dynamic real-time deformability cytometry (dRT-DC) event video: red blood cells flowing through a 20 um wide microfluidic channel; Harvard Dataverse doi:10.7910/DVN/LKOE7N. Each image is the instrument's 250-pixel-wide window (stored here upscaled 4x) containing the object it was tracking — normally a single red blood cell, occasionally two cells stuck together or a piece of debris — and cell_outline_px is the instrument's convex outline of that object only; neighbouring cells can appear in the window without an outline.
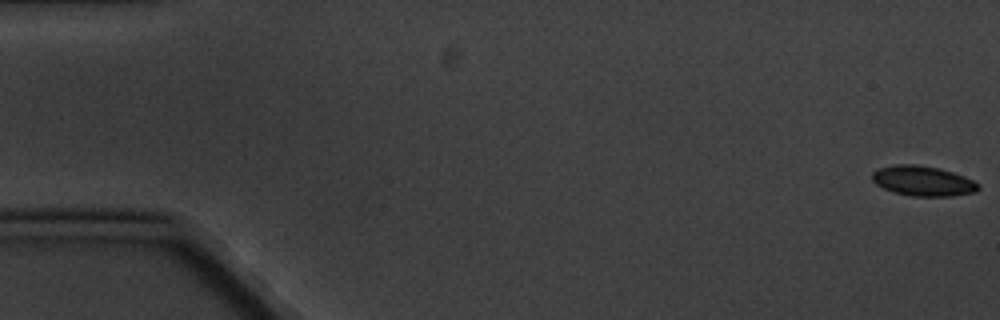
{"species": "common noctule bat (a hibernating species)", "species_latin": "Nyctalus noctula", "temperature_condition": "cold", "stored_images_in_passage": 7, "camera_frame_rate_fps": 3000, "um_per_image_px": 0.085, "animal": {"sex": "male", "body_mass_g": 20.1, "forearm_length_mm": 53.5}, "frame": {"image": 1, "passage_image": 1, "time_ms": 0.0, "image_size_px": [1000, 320], "cell_outline_px": [[980, 188], [976, 192], [952, 196], [912, 196], [892, 192], [876, 184], [872, 180], [872, 172], [876, 168], [896, 164], [916, 164], [940, 168], [964, 176], [980, 184]], "centroid_in_image_um": [78.44, 15.37], "position_along_channel_um": 6.6, "area_um2": 18.79}}
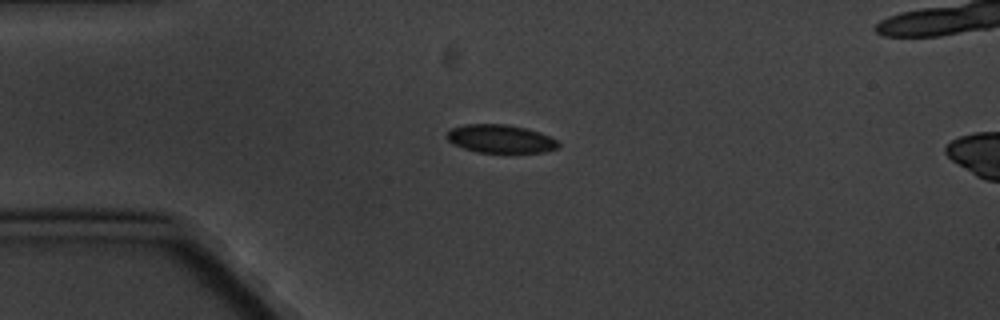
{"frame": {"image": 2, "passage_image": 5, "time_ms": 4.667, "image_size_px": [1000, 320], "cell_outline_px": [[560, 148], [544, 152], [476, 152], [464, 148], [448, 140], [444, 136], [452, 128], [464, 124], [508, 124], [540, 132], [556, 140], [560, 144]], "centroid_in_image_um": [42.55, 11.79], "position_along_channel_um": 42.5, "area_um2": 18.26}}